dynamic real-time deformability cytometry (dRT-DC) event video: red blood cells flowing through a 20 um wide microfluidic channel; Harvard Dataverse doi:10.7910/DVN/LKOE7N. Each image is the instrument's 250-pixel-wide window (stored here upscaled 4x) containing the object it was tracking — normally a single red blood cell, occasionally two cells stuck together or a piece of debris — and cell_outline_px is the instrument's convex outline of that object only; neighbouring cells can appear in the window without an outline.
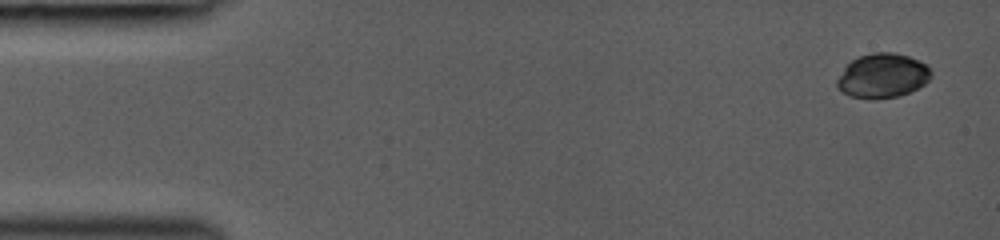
{"species": "common noctule bat (a hibernating species)", "species_latin": "Nyctalus noctula", "temperature_condition": "room temperature", "stored_images_in_passage": 9, "camera_frame_rate_fps": 3000, "um_per_image_px": 0.085, "animal": {"sex": "female", "body_mass_g": 19.0, "forearm_length_mm": 53.3}, "frame": {"image": 1, "passage_image": 1, "time_ms": 0.0, "image_size_px": [1000, 240], "cell_outline_px": [[932, 76], [924, 84], [900, 96], [848, 96], [836, 88], [836, 80], [844, 68], [852, 60], [860, 56], [872, 52], [892, 52], [908, 56], [924, 64], [932, 72]], "centroid_in_image_um": [75.0, 6.4], "position_along_channel_um": 10.0, "area_um2": 23.64}}
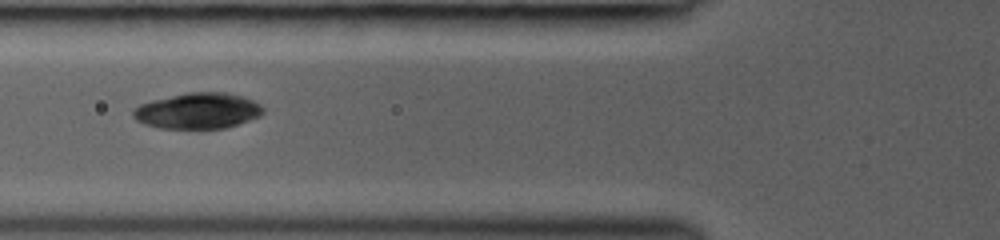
{"frame": {"image": 2, "passage_image": 6, "time_ms": 5.333, "image_size_px": [1000, 240], "cell_outline_px": [[264, 112], [260, 116], [224, 128], [160, 128], [144, 124], [136, 120], [132, 116], [132, 108], [140, 104], [152, 100], [188, 92], [228, 92], [252, 100], [260, 104], [264, 108]], "centroid_in_image_um": [16.79, 9.41], "position_along_channel_um": 109.0, "area_um2": 27.11}}
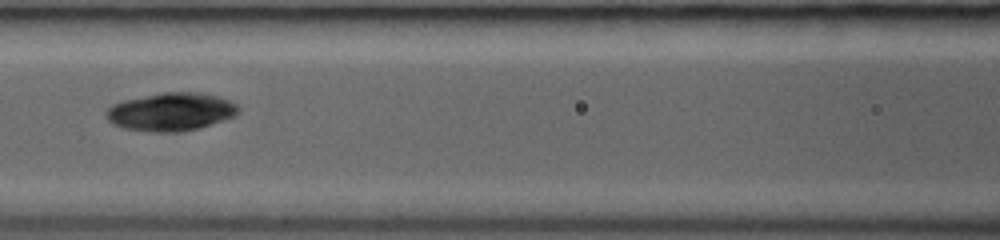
{"frame": {"image": 3, "passage_image": 8, "time_ms": 6.333, "image_size_px": [1000, 240], "cell_outline_px": [[240, 112], [236, 116], [200, 128], [180, 132], [152, 132], [124, 128], [112, 124], [108, 120], [104, 112], [112, 104], [124, 100], [164, 92], [200, 92], [216, 96], [228, 100], [236, 104], [240, 108]], "centroid_in_image_um": [14.54, 9.51], "position_along_channel_um": 152.1, "area_um2": 29.54}}